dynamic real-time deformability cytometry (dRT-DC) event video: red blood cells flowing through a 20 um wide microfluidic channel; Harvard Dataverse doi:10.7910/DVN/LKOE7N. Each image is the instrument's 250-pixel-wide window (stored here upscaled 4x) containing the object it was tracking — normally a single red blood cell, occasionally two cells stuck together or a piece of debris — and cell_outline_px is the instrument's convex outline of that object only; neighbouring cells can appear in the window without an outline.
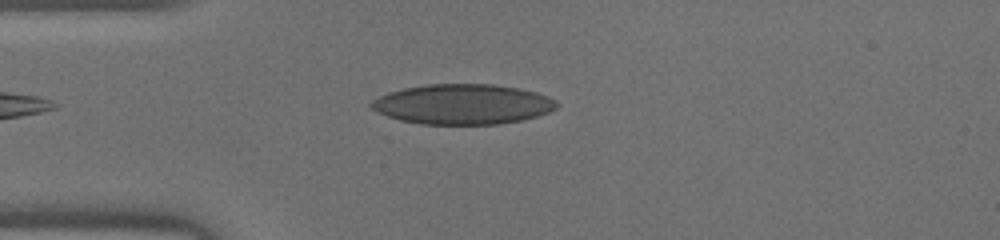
{"species": "human", "species_latin": "Homo sapiens", "temperature_condition": "warm", "stored_images_in_passage": 37, "camera_frame_rate_fps": 3000, "um_per_image_px": 0.085, "donor": {"sex": "male"}, "frame": {"image": 1, "passage_image": 3, "time_ms": 0.667, "image_size_px": [1000, 240], "cell_outline_px": [[560, 104], [556, 108], [548, 112], [536, 116], [520, 120], [500, 124], [420, 124], [400, 120], [376, 112], [368, 104], [372, 100], [388, 92], [404, 88], [428, 84], [492, 84], [520, 88], [536, 92], [548, 96], [556, 100]], "centroid_in_image_um": [39.33, 8.85], "position_along_channel_um": 45.7, "area_um2": 43.47}}
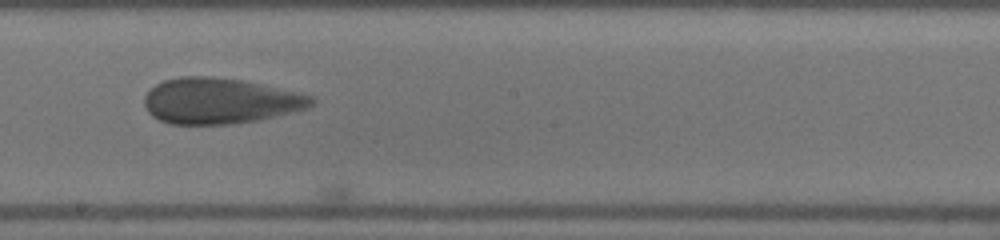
{"frame": {"image": 2, "passage_image": 17, "time_ms": 5.333, "image_size_px": [1000, 240], "cell_outline_px": [[316, 104], [308, 108], [260, 120], [232, 124], [172, 124], [160, 120], [152, 116], [148, 112], [144, 104], [144, 96], [156, 84], [164, 80], [180, 76], [208, 76], [244, 80], [312, 96], [316, 100]], "centroid_in_image_um": [18.7, 8.58], "position_along_channel_um": 229.5, "area_um2": 44.62}}
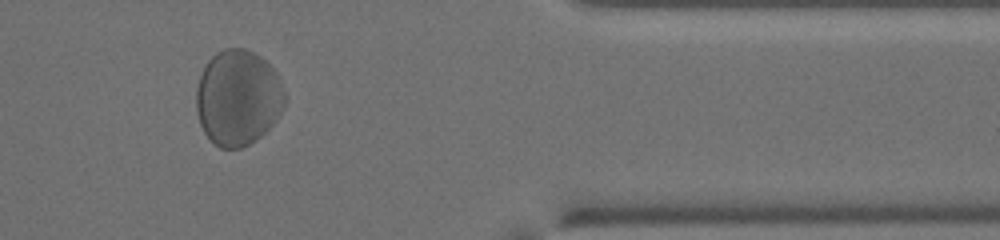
{"frame": {"image": 3, "passage_image": 30, "time_ms": 9.667, "image_size_px": [1000, 240], "cell_outline_px": [[284, 108], [276, 120], [256, 140], [240, 148], [220, 148], [204, 132], [200, 124], [196, 108], [196, 88], [200, 76], [208, 60], [216, 52], [224, 48], [244, 48], [260, 56], [280, 76], [284, 92]], "centroid_in_image_um": [20.23, 8.29], "position_along_channel_um": 391.2, "area_um2": 49.3}}